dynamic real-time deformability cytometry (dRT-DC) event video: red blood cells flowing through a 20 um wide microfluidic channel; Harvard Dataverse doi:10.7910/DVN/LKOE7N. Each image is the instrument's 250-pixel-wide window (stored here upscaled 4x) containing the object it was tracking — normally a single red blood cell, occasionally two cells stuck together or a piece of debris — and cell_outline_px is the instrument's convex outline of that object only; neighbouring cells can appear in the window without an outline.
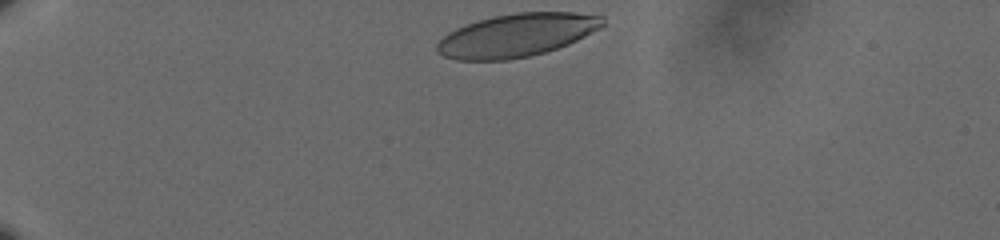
{"species": "human", "species_latin": "Homo sapiens", "temperature_condition": "cold", "stored_images_in_passage": 38, "camera_frame_rate_fps": 3000, "um_per_image_px": 0.085, "donor": {"sex": "male"}, "frame": {"image": 1, "passage_image": 1, "time_ms": 0.0, "image_size_px": [1000, 240], "cell_outline_px": [[604, 24], [600, 28], [568, 44], [544, 52], [528, 56], [504, 60], [456, 60], [444, 56], [436, 52], [436, 44], [448, 32], [456, 28], [476, 20], [492, 16], [516, 12], [572, 12], [604, 16]], "centroid_in_image_um": [43.89, 2.98], "position_along_channel_um": 41.1, "area_um2": 41.56}}
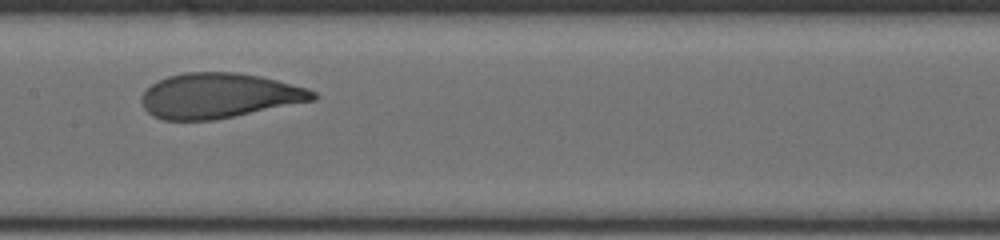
{"frame": {"image": 2, "passage_image": 19, "time_ms": 6.0, "image_size_px": [1000, 240], "cell_outline_px": [[316, 100], [212, 120], [164, 120], [152, 116], [144, 108], [140, 100], [140, 96], [152, 84], [168, 76], [184, 72], [236, 72], [260, 76], [308, 88], [316, 92]], "centroid_in_image_um": [18.6, 8.13], "position_along_channel_um": 188.8, "area_um2": 44.85}}
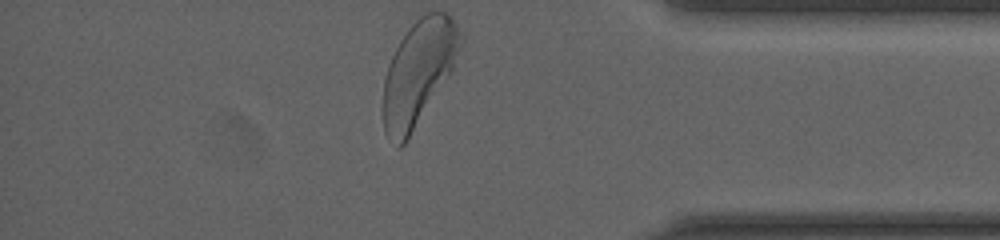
{"frame": {"image": 3, "passage_image": 38, "time_ms": 12.333, "image_size_px": [1000, 240], "cell_outline_px": [[460, 44], [452, 72], [404, 144], [400, 148], [396, 148], [384, 132], [384, 80], [388, 64], [400, 40], [408, 28], [420, 16], [428, 12], [444, 12], [452, 20], [456, 28], [460, 40]], "centroid_in_image_um": [35.53, 6.21], "position_along_channel_um": 399.7, "area_um2": 46.18}, "authors_computed_cell_mechanics": {"area_um2": 45.2285, "velocity_mm_per_s": 3.578, "shape_relaxation_time_tau1_ms": 3.391, "shape_relaxation_time_tau2_ms": null, "deformation_change_tau1": 0.161, "deformation_change_tau2": null}}